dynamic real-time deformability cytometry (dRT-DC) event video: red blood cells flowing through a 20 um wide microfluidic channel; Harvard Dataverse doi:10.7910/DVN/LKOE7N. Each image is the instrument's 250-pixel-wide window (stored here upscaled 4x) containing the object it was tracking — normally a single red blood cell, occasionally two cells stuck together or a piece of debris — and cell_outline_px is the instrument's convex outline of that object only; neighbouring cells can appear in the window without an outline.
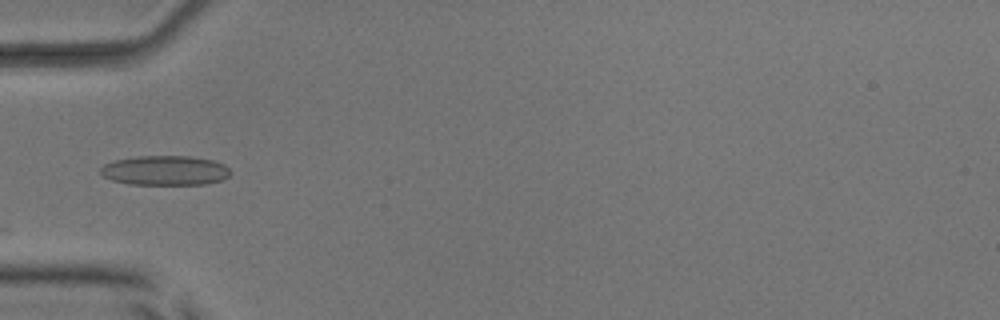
{"species": "common noctule bat (a hibernating species)", "species_latin": "Nyctalus noctula", "temperature_condition": "room temperature", "stored_images_in_passage": 6, "camera_frame_rate_fps": 3000, "um_per_image_px": 0.085, "animal": {"sex": "male", "body_mass_g": 17.9, "forearm_length_mm": 54.2}, "frame": {"image": 1, "passage_image": 5, "time_ms": 1.333, "image_size_px": [1000, 320], "cell_outline_px": [[232, 172], [228, 176], [220, 180], [204, 184], [132, 184], [112, 180], [104, 176], [100, 172], [100, 168], [104, 164], [116, 160], [136, 156], [188, 156], [212, 160], [224, 164]], "centroid_in_image_um": [14.03, 14.48], "position_along_channel_um": 71.0, "area_um2": 22.25}}
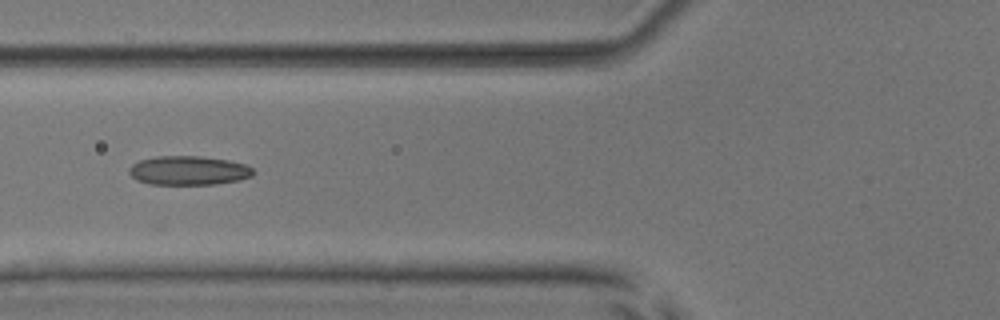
{"frame": {"image": 2, "passage_image": 6, "time_ms": 1.667, "image_size_px": [1000, 320], "cell_outline_px": [[256, 172], [252, 176], [240, 180], [216, 184], [148, 184], [136, 180], [128, 172], [128, 168], [132, 164], [140, 160], [156, 156], [200, 156], [228, 160], [244, 164], [252, 168]], "centroid_in_image_um": [16.02, 14.49], "position_along_channel_um": 109.8, "area_um2": 21.15}}